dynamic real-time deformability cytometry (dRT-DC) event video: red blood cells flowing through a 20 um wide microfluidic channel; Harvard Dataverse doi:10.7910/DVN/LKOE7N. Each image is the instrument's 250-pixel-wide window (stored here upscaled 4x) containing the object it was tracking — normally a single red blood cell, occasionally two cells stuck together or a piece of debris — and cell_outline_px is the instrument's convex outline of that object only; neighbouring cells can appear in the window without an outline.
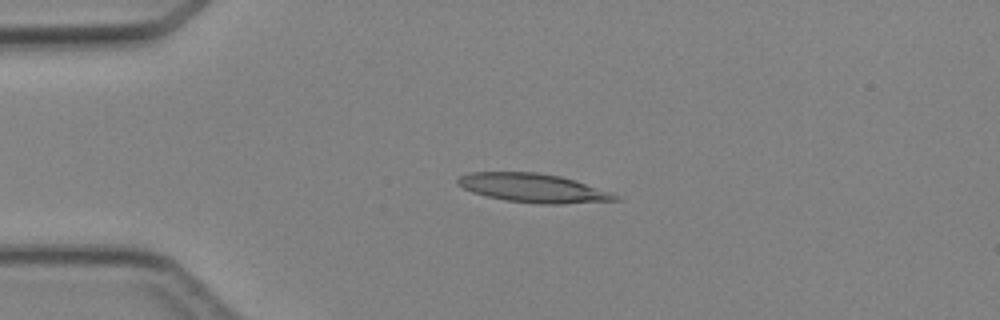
{"species": "Egyptian fruit bat (a non-hibernating species)", "species_latin": "Rousettus aegyptiacus", "temperature_condition": "cold", "stored_images_in_passage": 4, "camera_frame_rate_fps": 3000, "um_per_image_px": 0.085, "animal": {"sex": "female"}, "frame": {"image": 1, "passage_image": 3, "time_ms": 2.333, "image_size_px": [1000, 320], "cell_outline_px": [[620, 200], [560, 204], [544, 204], [504, 200], [472, 192], [456, 184], [456, 180], [460, 176], [472, 172], [536, 172], [560, 176], [576, 180], [620, 196]], "centroid_in_image_um": [45.31, 15.98], "position_along_channel_um": 39.7, "area_um2": 26.3}}